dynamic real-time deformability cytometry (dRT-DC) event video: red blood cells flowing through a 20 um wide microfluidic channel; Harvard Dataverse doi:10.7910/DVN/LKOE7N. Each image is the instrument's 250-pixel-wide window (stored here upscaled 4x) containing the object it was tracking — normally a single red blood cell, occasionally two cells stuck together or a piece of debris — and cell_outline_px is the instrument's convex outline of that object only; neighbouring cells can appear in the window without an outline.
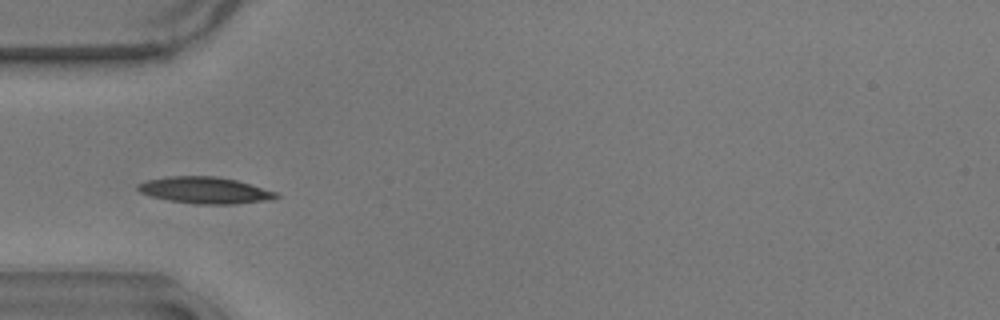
{"species": "common noctule bat (a hibernating species)", "species_latin": "Nyctalus noctula", "temperature_condition": "warm", "stored_images_in_passage": 4, "camera_frame_rate_fps": 3000, "um_per_image_px": 0.085, "animal": {"sex": "male", "body_mass_g": 17.9}, "frame": {"image": 1, "passage_image": 1, "time_ms": 0.0, "image_size_px": [1000, 320], "cell_outline_px": [[280, 196], [272, 200], [236, 204], [196, 204], [168, 200], [152, 196], [140, 192], [136, 188], [136, 184], [148, 180], [168, 176], [212, 176], [236, 180], [276, 192]], "centroid_in_image_um": [17.42, 16.18], "position_along_channel_um": 67.6, "area_um2": 21.33}}